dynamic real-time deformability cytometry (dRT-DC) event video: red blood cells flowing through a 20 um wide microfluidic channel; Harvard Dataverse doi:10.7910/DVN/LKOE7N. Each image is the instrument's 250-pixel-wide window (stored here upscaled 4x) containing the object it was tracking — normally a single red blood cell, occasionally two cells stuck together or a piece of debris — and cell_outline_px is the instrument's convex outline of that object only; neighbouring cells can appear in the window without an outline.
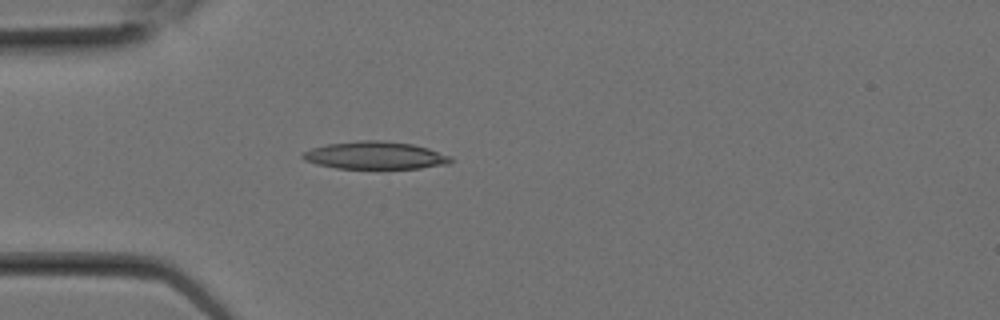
{"species": "Egyptian fruit bat (a non-hibernating species)", "species_latin": "Rousettus aegyptiacus", "temperature_condition": "room temperature", "stored_images_in_passage": 2, "camera_frame_rate_fps": 3000, "um_per_image_px": 0.085, "animal": {"sex": "female"}, "frame": {"image": 1, "passage_image": 2, "time_ms": 0.333, "image_size_px": [1000, 320], "cell_outline_px": [[452, 160], [448, 164], [420, 168], [336, 168], [316, 164], [304, 160], [300, 156], [304, 152], [312, 148], [328, 144], [360, 140], [380, 140], [412, 144], [428, 148], [452, 156]], "centroid_in_image_um": [31.89, 13.2], "position_along_channel_um": 53.1, "area_um2": 23.7}}